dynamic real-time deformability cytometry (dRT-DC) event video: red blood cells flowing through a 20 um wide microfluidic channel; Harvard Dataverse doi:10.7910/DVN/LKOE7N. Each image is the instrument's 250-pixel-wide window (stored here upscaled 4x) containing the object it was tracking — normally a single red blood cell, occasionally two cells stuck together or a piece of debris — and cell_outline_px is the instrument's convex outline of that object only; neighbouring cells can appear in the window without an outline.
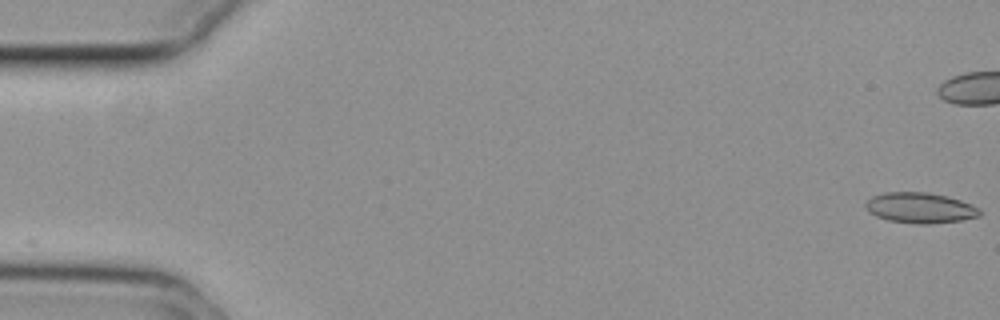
{"species": "common noctule bat (a hibernating species)", "species_latin": "Nyctalus noctula", "temperature_condition": "cold", "stored_images_in_passage": 44, "camera_frame_rate_fps": 3000, "um_per_image_px": 0.085, "animal": {"sex": "female", "body_mass_g": 29.2, "forearm_length_mm": 56.3}, "frame": {"image": 1, "passage_image": 1, "time_ms": 0.0, "image_size_px": [1000, 320], "cell_outline_px": [[980, 216], [960, 220], [928, 224], [916, 224], [888, 220], [876, 216], [868, 212], [864, 204], [872, 196], [884, 192], [928, 192], [948, 196], [972, 204], [980, 208]], "centroid_in_image_um": [78.2, 17.66], "position_along_channel_um": 6.8, "area_um2": 20.4}}
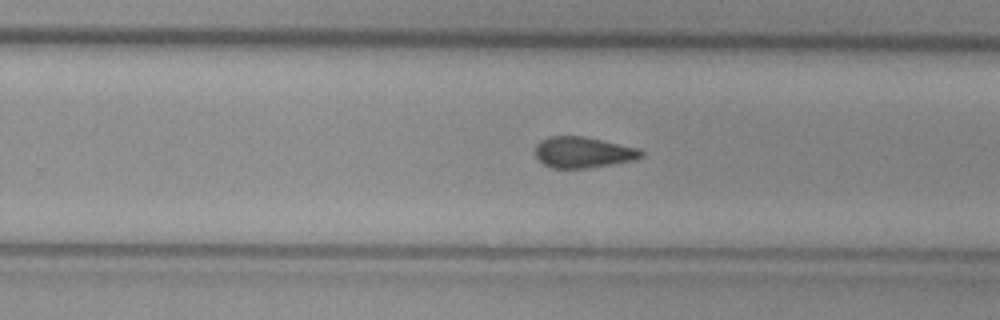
{"frame": {"image": 2, "passage_image": 35, "time_ms": 11.333, "image_size_px": [1000, 320], "cell_outline_px": [[644, 156], [636, 160], [588, 168], [552, 168], [544, 164], [536, 156], [536, 144], [540, 140], [548, 136], [584, 136], [640, 148], [644, 152]], "centroid_in_image_um": [49.6, 12.94], "position_along_channel_um": 280.2, "area_um2": 19.31}}
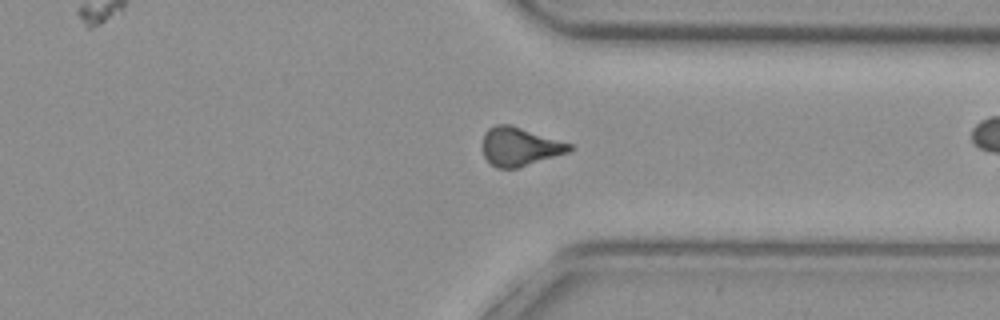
{"frame": {"image": 3, "passage_image": 42, "time_ms": 13.667, "image_size_px": [1000, 320], "cell_outline_px": [[572, 148], [568, 152], [516, 168], [496, 168], [484, 156], [480, 144], [484, 132], [488, 128], [496, 124], [508, 124], [572, 144]], "centroid_in_image_um": [44.1, 12.45], "position_along_channel_um": 367.3, "area_um2": 19.36}}